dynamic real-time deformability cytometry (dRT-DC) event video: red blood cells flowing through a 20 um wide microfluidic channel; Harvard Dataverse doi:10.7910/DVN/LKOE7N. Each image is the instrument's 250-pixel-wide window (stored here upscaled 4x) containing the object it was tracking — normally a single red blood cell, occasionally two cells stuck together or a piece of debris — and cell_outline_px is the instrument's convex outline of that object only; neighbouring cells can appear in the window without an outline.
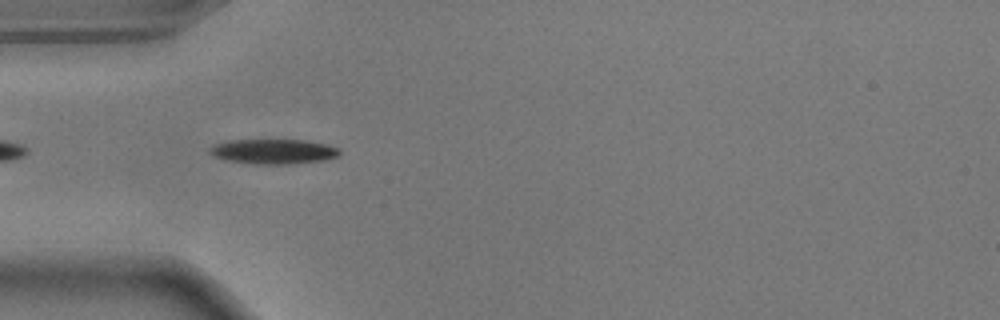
{"species": "common noctule bat (a hibernating species)", "species_latin": "Nyctalus noctula", "temperature_condition": "warm", "stored_images_in_passage": 38, "camera_frame_rate_fps": 3000, "um_per_image_px": 0.085, "animal": {"sex": "male", "body_mass_g": 17.9}, "frame": {"image": 1, "passage_image": 3, "time_ms": 0.667, "image_size_px": [1000, 320], "cell_outline_px": [[340, 156], [324, 160], [288, 164], [252, 164], [228, 160], [216, 156], [208, 152], [208, 148], [216, 144], [228, 140], [304, 140], [328, 144], [340, 148]], "centroid_in_image_um": [23.29, 12.87], "position_along_channel_um": 61.7, "area_um2": 18.84}}
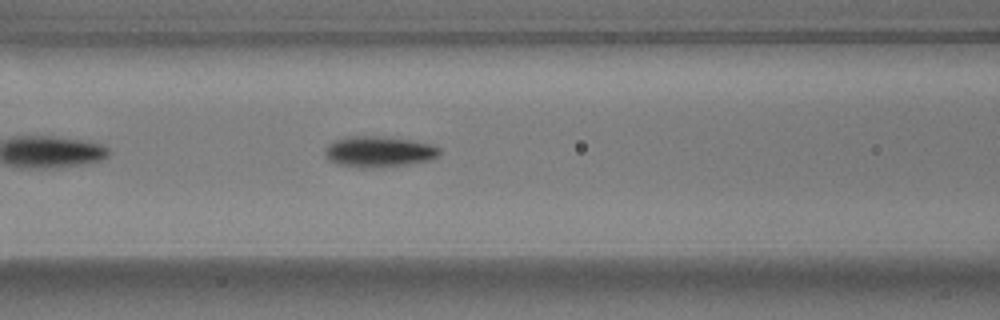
{"frame": {"image": 2, "passage_image": 9, "time_ms": 2.667, "image_size_px": [1000, 320], "cell_outline_px": [[440, 152], [432, 160], [408, 164], [372, 168], [360, 168], [336, 164], [328, 160], [324, 156], [324, 148], [332, 140], [348, 136], [380, 136], [412, 140], [436, 144], [440, 148]], "centroid_in_image_um": [32.17, 12.89], "position_along_channel_um": 134.4, "area_um2": 21.1}}
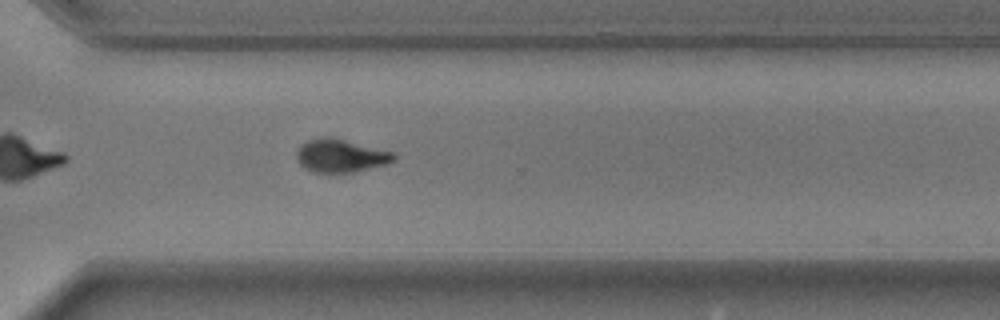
{"frame": {"image": 3, "passage_image": 26, "time_ms": 8.333, "image_size_px": [1000, 320], "cell_outline_px": [[396, 160], [388, 164], [352, 172], [316, 172], [304, 168], [296, 160], [296, 152], [300, 144], [308, 140], [324, 136], [332, 136], [396, 152]], "centroid_in_image_um": [28.98, 13.21], "position_along_channel_um": 341.6, "area_um2": 19.13}, "authors_computed_cell_mechanics": {"area_um2": 19.1896, "velocity_mm_per_s": 3.6646, "shape_relaxation_time_tau1_ms": 2.3243, "shape_relaxation_time_tau2_ms": 7.5892, "deformation_change_tau1": 0.1824, "deformation_change_tau2": 0.0861}}